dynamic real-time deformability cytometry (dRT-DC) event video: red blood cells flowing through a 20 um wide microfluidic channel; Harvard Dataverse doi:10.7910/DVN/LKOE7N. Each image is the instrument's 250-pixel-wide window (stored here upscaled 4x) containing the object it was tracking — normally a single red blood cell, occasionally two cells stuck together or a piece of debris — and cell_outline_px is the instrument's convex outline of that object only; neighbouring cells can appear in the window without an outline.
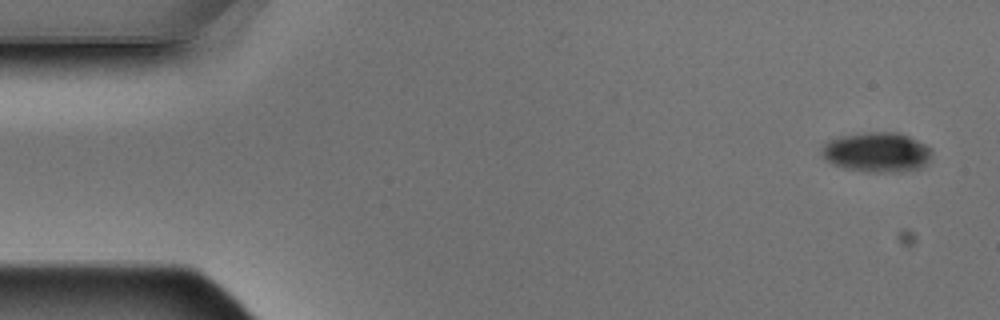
{"species": "Egyptian fruit bat (a non-hibernating species)", "species_latin": "Rousettus aegyptiacus", "temperature_condition": "warm", "stored_images_in_passage": 8, "camera_frame_rate_fps": 3000, "um_per_image_px": 0.085, "animal": {"sex": "male"}, "frame": {"image": 1, "passage_image": 1, "time_ms": 0.0, "image_size_px": [1000, 320], "cell_outline_px": [[932, 152], [928, 164], [924, 168], [900, 172], [868, 172], [844, 168], [832, 164], [820, 152], [820, 148], [828, 140], [840, 136], [868, 132], [900, 132], [932, 148]], "centroid_in_image_um": [74.56, 12.95], "position_along_channel_um": 10.4, "area_um2": 25.89}}
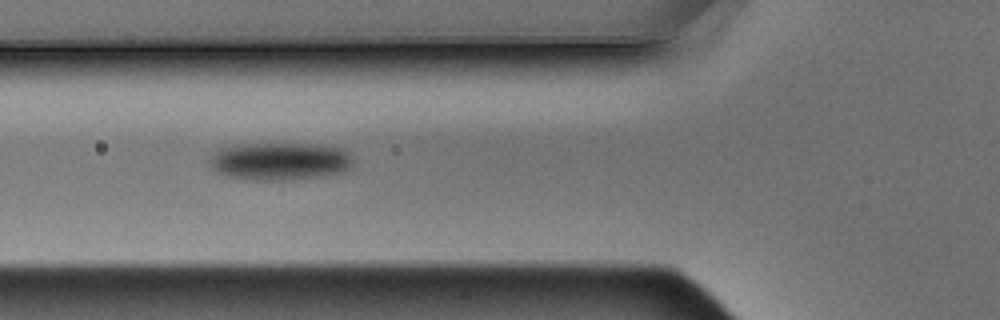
{"frame": {"image": 2, "passage_image": 6, "time_ms": 1.667, "image_size_px": [1000, 320], "cell_outline_px": [[352, 168], [340, 172], [324, 176], [284, 180], [248, 180], [228, 176], [216, 172], [212, 168], [208, 160], [220, 148], [236, 144], [320, 144], [340, 148], [348, 152], [352, 156]], "centroid_in_image_um": [23.79, 13.71], "position_along_channel_um": 102.0, "area_um2": 31.73}}
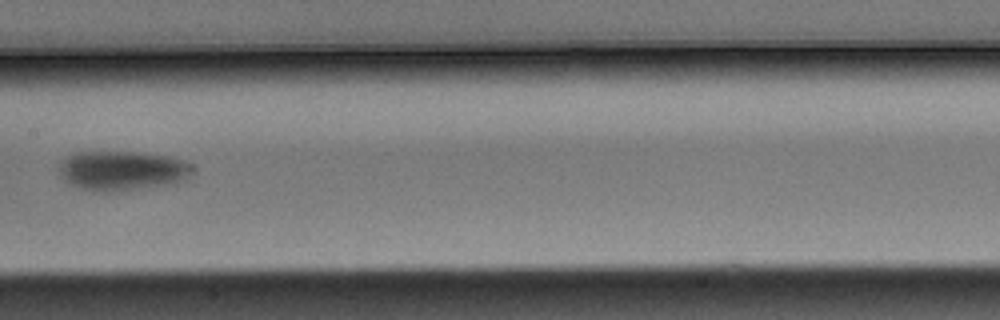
{"frame": {"image": 3, "passage_image": 8, "time_ms": 2.333, "image_size_px": [1000, 320], "cell_outline_px": [[188, 180], [176, 184], [108, 192], [96, 192], [80, 188], [68, 184], [60, 176], [60, 160], [64, 156], [76, 152], [132, 152], [168, 156], [184, 160], [188, 168]], "centroid_in_image_um": [10.3, 14.52], "position_along_channel_um": 197.1, "area_um2": 30.81}}